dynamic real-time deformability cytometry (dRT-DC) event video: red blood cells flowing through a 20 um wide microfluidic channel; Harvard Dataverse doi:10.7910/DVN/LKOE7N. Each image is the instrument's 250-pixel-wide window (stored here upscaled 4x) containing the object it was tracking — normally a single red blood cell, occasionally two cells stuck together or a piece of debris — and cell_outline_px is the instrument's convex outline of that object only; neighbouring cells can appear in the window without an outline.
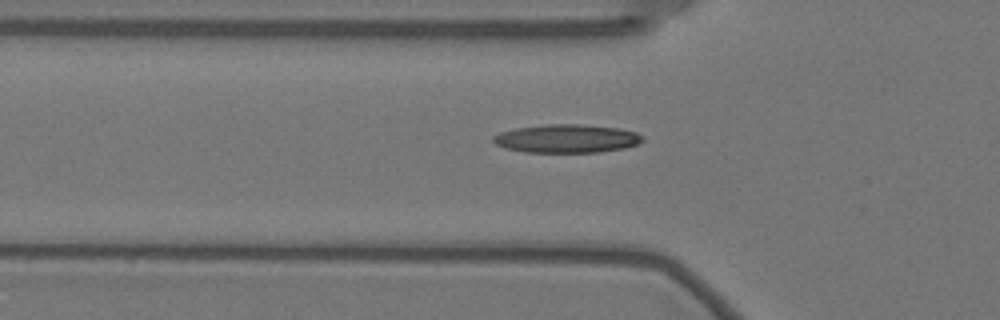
{"species": "Egyptian fruit bat (a non-hibernating species)", "species_latin": "Rousettus aegyptiacus", "temperature_condition": "warm", "stored_images_in_passage": 38, "camera_frame_rate_fps": 3000, "um_per_image_px": 0.085, "animal": {"sex": "female"}, "frame": {"image": 1, "passage_image": 3, "time_ms": 0.667, "image_size_px": [1000, 320], "cell_outline_px": [[644, 140], [636, 144], [624, 148], [600, 152], [524, 152], [508, 148], [496, 144], [492, 140], [492, 136], [500, 132], [516, 128], [544, 124], [584, 124], [616, 128], [636, 132], [644, 136]], "centroid_in_image_um": [48.17, 11.77], "position_along_channel_um": 77.6, "area_um2": 24.68}}
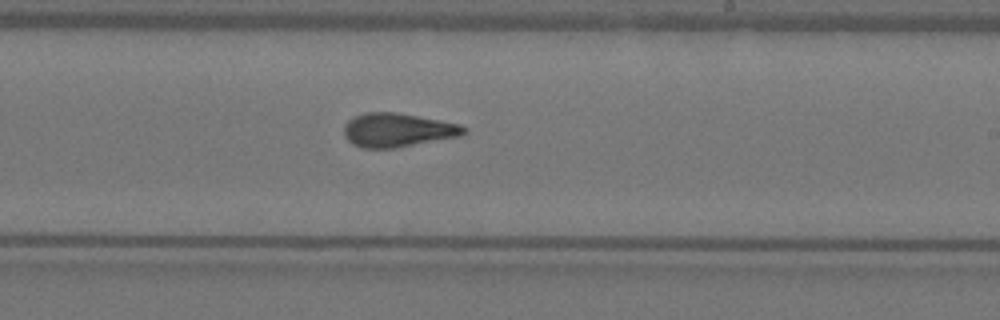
{"frame": {"image": 2, "passage_image": 18, "time_ms": 5.667, "image_size_px": [1000, 320], "cell_outline_px": [[464, 132], [460, 136], [396, 148], [360, 148], [352, 144], [344, 136], [344, 124], [348, 120], [364, 112], [396, 112], [460, 124], [464, 128]], "centroid_in_image_um": [33.74, 11.06], "position_along_channel_um": 255.3, "area_um2": 23.52}}
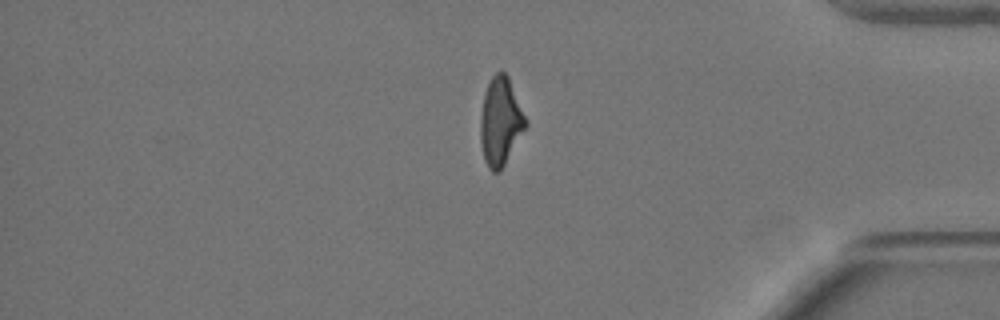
{"frame": {"image": 3, "passage_image": 32, "time_ms": 10.333, "image_size_px": [1000, 320], "cell_outline_px": [[528, 124], [500, 172], [492, 172], [488, 168], [484, 160], [480, 140], [480, 116], [484, 92], [492, 76], [496, 72], [504, 72], [508, 76], [528, 120]], "centroid_in_image_um": [42.54, 10.34], "position_along_channel_um": 392.7, "area_um2": 23.41}, "authors_computed_cell_mechanics": {"area_um2": 23.2645, "velocity_mm_per_s": 3.5273, "shape_relaxation_time_tau1_ms": null, "shape_relaxation_time_tau2_ms": 2.4073, "deformation_change_tau1": null, "deformation_change_tau2": 0.1098}}